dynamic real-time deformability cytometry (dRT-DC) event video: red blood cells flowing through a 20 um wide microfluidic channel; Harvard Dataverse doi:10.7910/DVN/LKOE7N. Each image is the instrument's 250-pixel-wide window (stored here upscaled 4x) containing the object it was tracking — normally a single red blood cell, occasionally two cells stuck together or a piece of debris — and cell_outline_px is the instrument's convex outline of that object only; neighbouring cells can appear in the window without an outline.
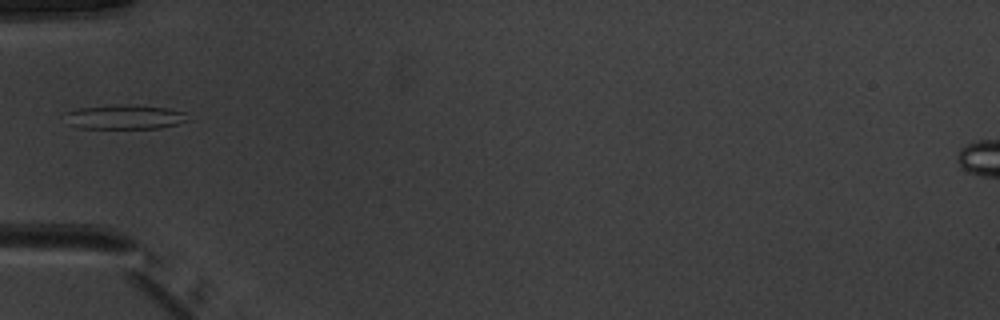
{"species": "common noctule bat (a hibernating species)", "species_latin": "Nyctalus noctula", "temperature_condition": "warm", "stored_images_in_passage": 29, "camera_frame_rate_fps": 3000, "um_per_image_px": 0.085, "animal": {"sex": "male", "body_mass_g": 20.1, "forearm_length_mm": 53.5}, "frame": {"image": 1, "passage_image": 1, "time_ms": 0.0, "image_size_px": [1000, 320], "cell_outline_px": [[188, 120], [176, 124], [160, 128], [76, 128], [64, 124], [64, 112], [80, 108], [112, 104], [120, 104], [168, 108], [184, 112]], "centroid_in_image_um": [10.47, 9.95], "position_along_channel_um": 74.5, "area_um2": 17.69}}
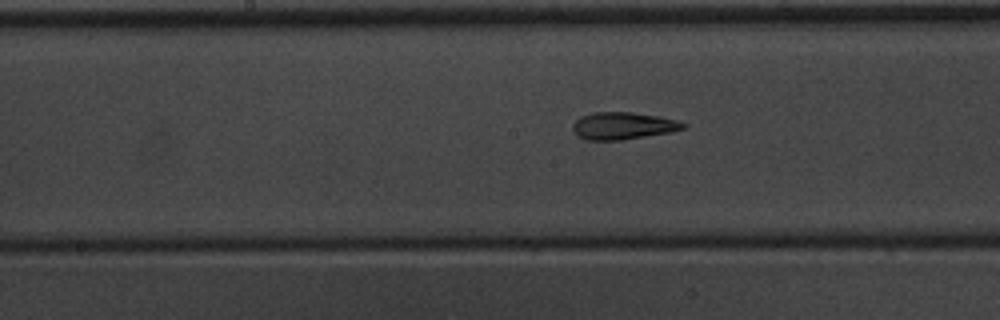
{"frame": {"image": 2, "passage_image": 10, "time_ms": 3.0, "image_size_px": [1000, 320], "cell_outline_px": [[688, 124], [684, 128], [672, 132], [620, 140], [588, 140], [580, 136], [572, 128], [572, 124], [580, 116], [592, 112], [632, 112], [656, 116], [676, 120]], "centroid_in_image_um": [52.96, 10.68], "position_along_channel_um": 195.2, "area_um2": 17.4}}
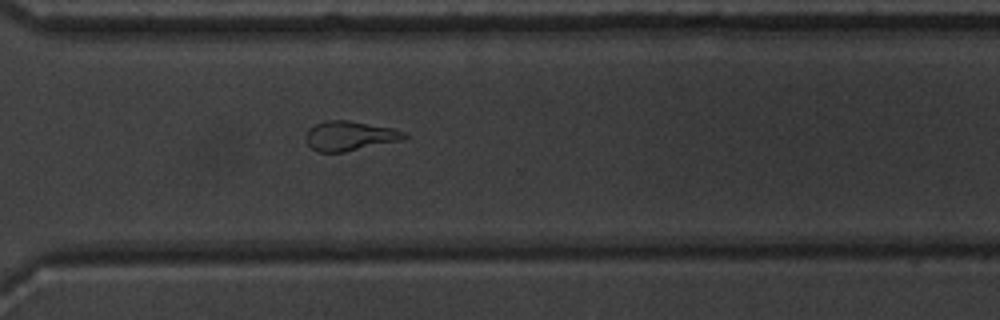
{"frame": {"image": 3, "passage_image": 21, "time_ms": 6.667, "image_size_px": [1000, 320], "cell_outline_px": [[408, 136], [404, 140], [344, 152], [320, 152], [312, 148], [304, 140], [304, 136], [308, 128], [324, 120], [348, 120], [392, 128], [404, 132]], "centroid_in_image_um": [29.7, 11.55], "position_along_channel_um": 340.9, "area_um2": 17.11}, "authors_computed_cell_mechanics": {"area_um2": 17.1088, "velocity_mm_per_s": 3.9958, "shape_relaxation_time_tau1_ms": 8.3138, "shape_relaxation_time_tau2_ms": 1.6591, "deformation_change_tau1": 0.2187, "deformation_change_tau2": 0.0903}}